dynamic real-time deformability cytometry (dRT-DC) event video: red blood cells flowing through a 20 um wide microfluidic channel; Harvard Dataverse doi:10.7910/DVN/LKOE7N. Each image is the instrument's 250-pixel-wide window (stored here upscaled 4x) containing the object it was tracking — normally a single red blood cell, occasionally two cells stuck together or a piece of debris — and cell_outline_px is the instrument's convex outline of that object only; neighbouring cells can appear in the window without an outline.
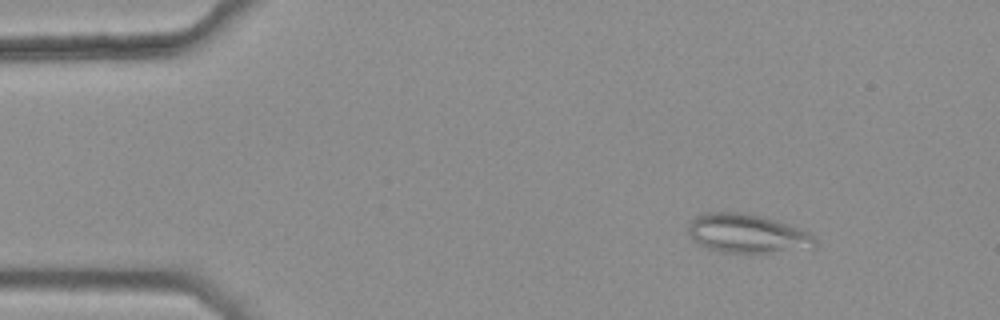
{"species": "common noctule bat (a hibernating species)", "species_latin": "Nyctalus noctula", "temperature_condition": "warm", "stored_images_in_passage": 3, "camera_frame_rate_fps": 3000, "um_per_image_px": 0.085, "animal": {"sex": "female", "body_mass_g": 25.1}, "frame": {"image": 1, "passage_image": 1, "time_ms": 0.0, "image_size_px": [1000, 320], "cell_outline_px": [[816, 244], [812, 248], [768, 252], [720, 252], [708, 248], [700, 244], [688, 236], [688, 224], [700, 212], [748, 212], [764, 216], [800, 228], [808, 232], [816, 240]], "centroid_in_image_um": [63.48, 19.82], "position_along_channel_um": 21.5, "area_um2": 28.84}}